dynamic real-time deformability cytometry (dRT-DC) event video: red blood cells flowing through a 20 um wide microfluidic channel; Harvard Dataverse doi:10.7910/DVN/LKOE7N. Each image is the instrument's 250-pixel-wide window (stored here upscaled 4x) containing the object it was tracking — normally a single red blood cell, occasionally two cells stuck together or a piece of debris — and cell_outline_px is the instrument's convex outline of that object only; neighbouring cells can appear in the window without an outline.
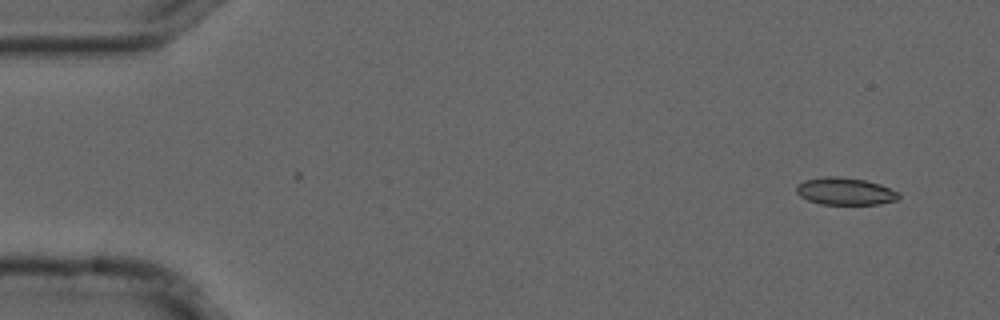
{"species": "common noctule bat (a hibernating species)", "species_latin": "Nyctalus noctula", "temperature_condition": "cold", "stored_images_in_passage": 52, "camera_frame_rate_fps": 3000, "um_per_image_px": 0.085, "animal": {"sex": "male", "forearm_length_mm": 52.5}, "frame": {"image": 1, "passage_image": 1, "time_ms": 0.0, "image_size_px": [1000, 320], "cell_outline_px": [[900, 196], [896, 200], [880, 204], [820, 204], [808, 200], [800, 196], [796, 192], [796, 184], [804, 180], [824, 176], [840, 176], [864, 180], [880, 184], [900, 192]], "centroid_in_image_um": [71.82, 16.25], "position_along_channel_um": 13.2, "area_um2": 16.42}}
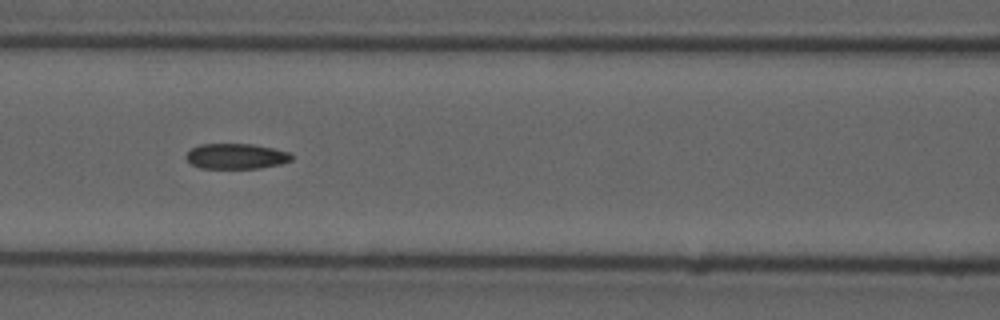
{"frame": {"image": 2, "passage_image": 21, "time_ms": 6.667, "image_size_px": [1000, 320], "cell_outline_px": [[292, 160], [280, 164], [260, 168], [200, 168], [192, 164], [184, 156], [192, 148], [200, 144], [252, 144], [272, 148], [288, 152], [292, 156]], "centroid_in_image_um": [20.06, 13.28], "position_along_channel_um": 146.5, "area_um2": 15.49}}
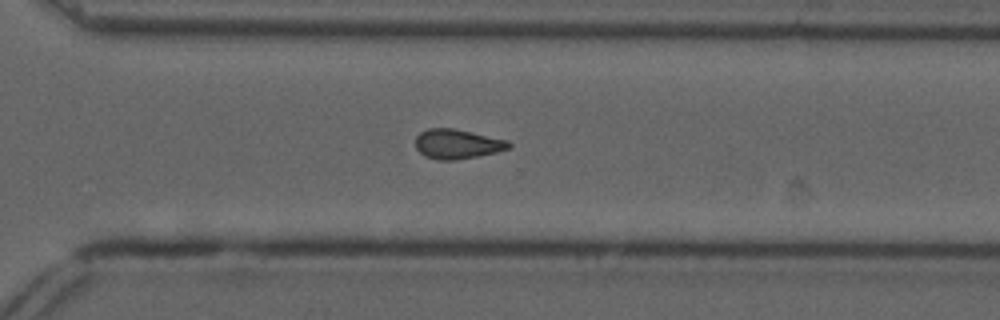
{"frame": {"image": 3, "passage_image": 36, "time_ms": 11.667, "image_size_px": [1000, 320], "cell_outline_px": [[512, 148], [496, 152], [456, 160], [436, 160], [424, 156], [416, 148], [416, 136], [420, 132], [428, 128], [452, 128], [472, 132], [508, 140], [512, 144]], "centroid_in_image_um": [38.87, 12.24], "position_along_channel_um": 331.7, "area_um2": 16.18}, "authors_computed_cell_mechanics": {"area_um2": 16.1262, "velocity_mm_per_s": 3.7142, "shape_relaxation_time_tau1_ms": null, "shape_relaxation_time_tau2_ms": 6.5624, "deformation_change_tau1": null, "deformation_change_tau2": 0.1329}}